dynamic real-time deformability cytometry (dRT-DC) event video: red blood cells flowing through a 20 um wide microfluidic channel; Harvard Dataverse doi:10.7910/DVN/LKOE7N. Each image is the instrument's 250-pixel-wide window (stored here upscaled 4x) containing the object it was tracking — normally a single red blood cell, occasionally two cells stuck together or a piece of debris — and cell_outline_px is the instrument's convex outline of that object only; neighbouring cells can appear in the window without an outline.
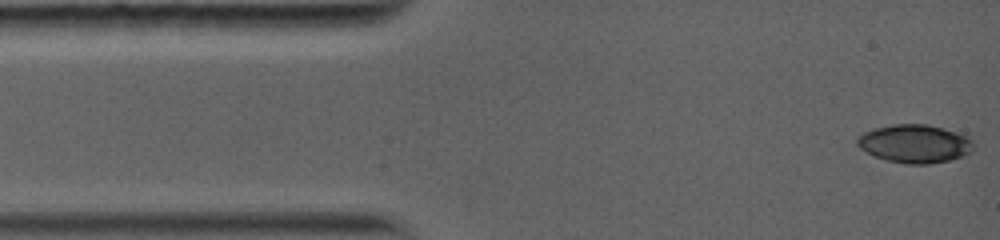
{"species": "common noctule bat (a hibernating species)", "species_latin": "Nyctalus noctula", "temperature_condition": "warm", "stored_images_in_passage": 52, "camera_frame_rate_fps": 5000, "um_per_image_px": 0.085, "animal": {"sex": "female", "body_mass_g": 19.0, "forearm_length_mm": 56.7}, "frame": {"image": 1, "passage_image": 1, "time_ms": 0.0, "image_size_px": [1000, 240], "cell_outline_px": [[972, 152], [948, 160], [928, 164], [904, 164], [888, 160], [876, 156], [860, 148], [856, 144], [856, 136], [864, 132], [876, 128], [892, 124], [928, 124], [944, 128], [968, 136], [972, 140]], "centroid_in_image_um": [77.74, 12.2], "position_along_channel_um": 7.3, "area_um2": 25.84}}
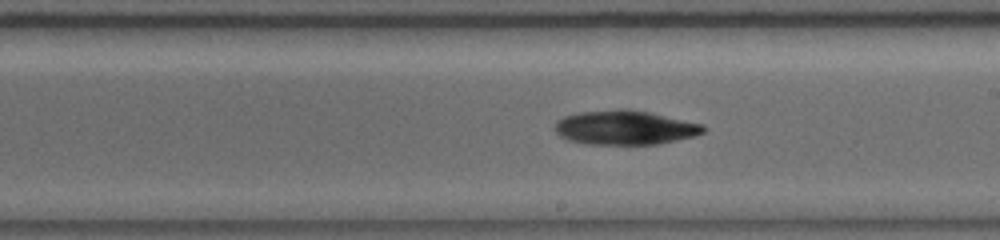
{"frame": {"image": 2, "passage_image": 23, "time_ms": 7.4, "image_size_px": [1000, 240], "cell_outline_px": [[704, 132], [692, 136], [660, 144], [588, 144], [568, 140], [560, 136], [556, 132], [556, 120], [564, 116], [576, 112], [620, 108], [628, 108], [652, 112], [704, 124]], "centroid_in_image_um": [53.11, 10.82], "position_along_channel_um": 235.9, "area_um2": 29.94}}
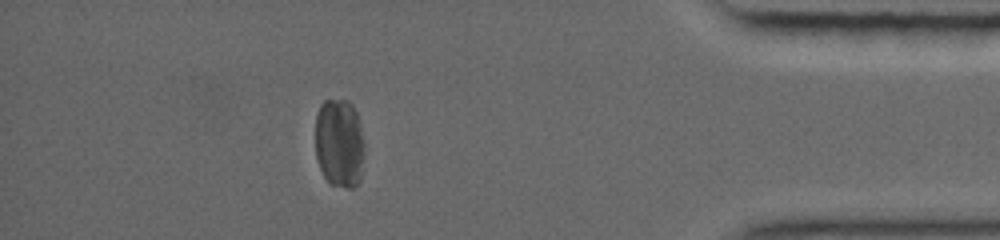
{"frame": {"image": 3, "passage_image": 45, "time_ms": 12.6, "image_size_px": [1000, 240], "cell_outline_px": [[364, 148], [360, 180], [352, 188], [348, 188], [328, 184], [320, 168], [316, 156], [316, 116], [320, 104], [324, 100], [348, 100], [352, 104], [356, 112], [364, 140]], "centroid_in_image_um": [28.84, 12.17], "position_along_channel_um": 406.4, "area_um2": 25.72}, "authors_computed_cell_mechanics": {"area_um2": 28.7555, "velocity_mm_per_s": 4.0871, "shape_relaxation_time_tau1_ms": 4.036, "shape_relaxation_time_tau2_ms": null, "deformation_change_tau1": 0.1001, "deformation_change_tau2": null}}